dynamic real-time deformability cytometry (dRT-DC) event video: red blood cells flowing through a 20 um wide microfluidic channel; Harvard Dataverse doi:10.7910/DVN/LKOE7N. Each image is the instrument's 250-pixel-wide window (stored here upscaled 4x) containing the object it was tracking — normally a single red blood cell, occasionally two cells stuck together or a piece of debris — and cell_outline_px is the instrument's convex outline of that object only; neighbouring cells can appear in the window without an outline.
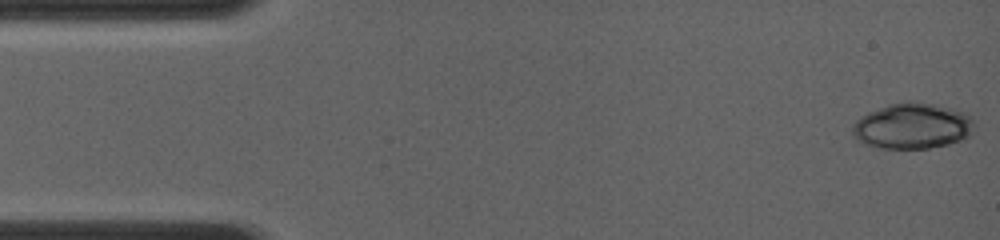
{"species": "common noctule bat (a hibernating species)", "species_latin": "Nyctalus noctula", "temperature_condition": "room temperature", "stored_images_in_passage": 4, "camera_frame_rate_fps": 4000, "um_per_image_px": 0.085, "animal": {"sex": "female", "body_mass_g": 19.0, "forearm_length_mm": 56.7}, "frame": {"image": 1, "passage_image": 1, "time_ms": 0.0, "image_size_px": [1000, 240], "cell_outline_px": [[972, 132], [964, 140], [948, 144], [928, 148], [876, 148], [864, 144], [852, 132], [852, 124], [856, 120], [868, 112], [888, 104], [908, 100], [912, 100], [952, 108], [968, 112], [972, 120]], "centroid_in_image_um": [77.56, 10.7], "position_along_channel_um": 7.4, "area_um2": 32.66}}